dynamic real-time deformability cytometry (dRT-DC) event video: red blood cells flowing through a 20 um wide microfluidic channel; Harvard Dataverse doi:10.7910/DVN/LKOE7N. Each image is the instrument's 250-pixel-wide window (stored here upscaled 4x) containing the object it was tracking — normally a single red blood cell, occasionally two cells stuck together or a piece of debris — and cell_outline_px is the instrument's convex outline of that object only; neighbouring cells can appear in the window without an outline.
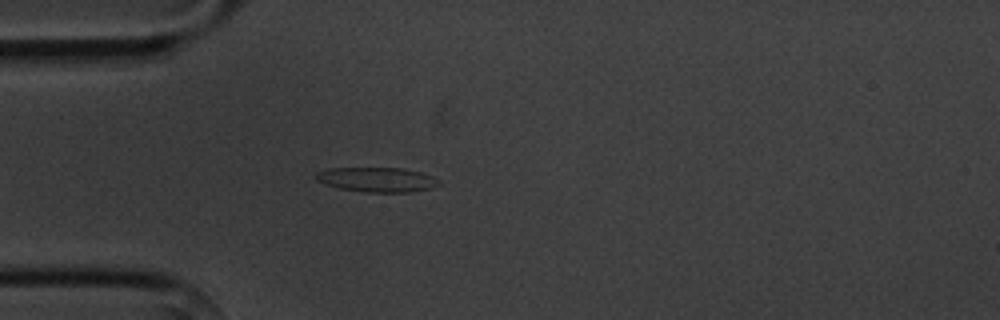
{"species": "common noctule bat (a hibernating species)", "species_latin": "Nyctalus noctula", "temperature_condition": "cold", "stored_images_in_passage": 2, "camera_frame_rate_fps": 3000, "um_per_image_px": 0.085, "animal": {"sex": "male", "body_mass_g": 20.1, "forearm_length_mm": 53.5}, "frame": {"image": 1, "passage_image": 2, "time_ms": 1.333, "image_size_px": [1000, 320], "cell_outline_px": [[440, 184], [432, 188], [412, 192], [368, 192], [340, 188], [316, 180], [316, 172], [328, 168], [404, 168], [420, 172], [432, 176], [440, 180]], "centroid_in_image_um": [32.09, 15.26], "position_along_channel_um": 52.9, "area_um2": 17.57}}